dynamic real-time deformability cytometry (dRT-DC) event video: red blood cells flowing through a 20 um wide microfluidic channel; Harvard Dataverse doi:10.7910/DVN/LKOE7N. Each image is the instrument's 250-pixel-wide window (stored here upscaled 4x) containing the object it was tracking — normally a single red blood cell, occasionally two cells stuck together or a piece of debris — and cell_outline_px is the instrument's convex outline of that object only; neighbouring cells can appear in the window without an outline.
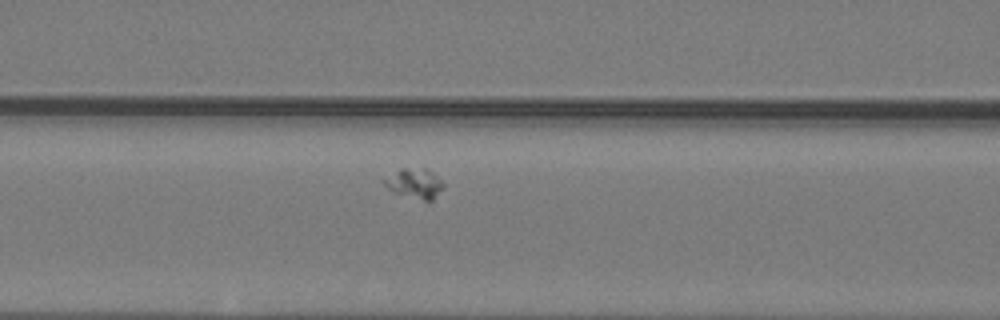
{"species": "common noctule bat (a hibernating species)", "species_latin": "Nyctalus noctula", "temperature_condition": "warm", "stored_images_in_passage": 41, "camera_frame_rate_fps": 3000, "um_per_image_px": 0.085, "animal": {"sex": "male", "body_mass_g": 19.2, "forearm_length_mm": 51.8}, "frame": {"image": 1, "passage_image": 12, "time_ms": 3.667, "image_size_px": [1000, 320], "cell_outline_px": [[444, 188], [432, 200], [424, 200], [396, 192], [388, 188], [380, 180], [400, 168], [428, 168], [444, 184]], "centroid_in_image_um": [35.24, 15.55], "position_along_channel_um": 131.4, "area_um2": 10.17}}
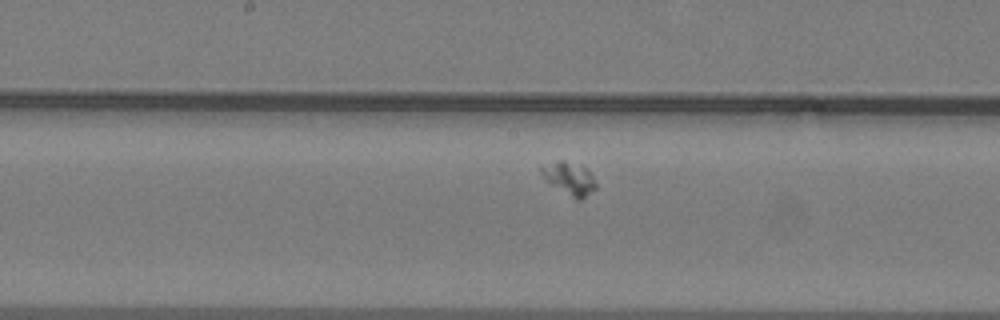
{"frame": {"image": 2, "passage_image": 17, "time_ms": 5.333, "image_size_px": [1000, 320], "cell_outline_px": [[596, 188], [580, 200], [576, 200], [552, 184], [540, 172], [540, 164], [560, 160], [564, 160], [584, 164], [592, 176], [596, 184]], "centroid_in_image_um": [48.4, 15.11], "position_along_channel_um": 199.8, "area_um2": 10.46}}